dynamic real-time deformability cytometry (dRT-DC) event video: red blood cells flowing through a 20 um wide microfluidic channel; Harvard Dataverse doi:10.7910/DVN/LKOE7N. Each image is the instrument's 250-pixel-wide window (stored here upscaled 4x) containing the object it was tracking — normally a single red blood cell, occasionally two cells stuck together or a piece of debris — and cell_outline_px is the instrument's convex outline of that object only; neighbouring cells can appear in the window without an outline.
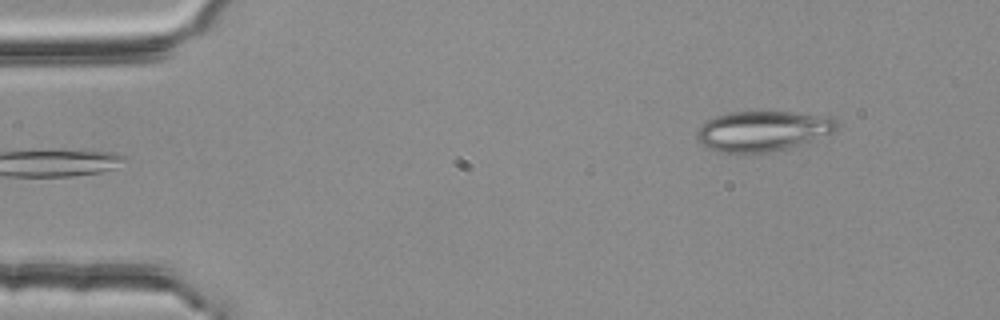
{"species": "common noctule bat (a hibernating species)", "species_latin": "Nyctalus noctula", "temperature_condition": "room temperature", "stored_images_in_passage": 16, "camera_frame_rate_fps": 3000, "um_per_image_px": 0.085, "animal": {"sex": "female", "body_mass_g": 25.1}, "frame": {"image": 1, "passage_image": 1, "time_ms": 0.0, "image_size_px": [1000, 320], "cell_outline_px": [[836, 128], [832, 132], [800, 144], [784, 148], [764, 152], [724, 152], [708, 148], [696, 140], [696, 132], [708, 120], [716, 116], [732, 112], [792, 112], [828, 116], [836, 120]], "centroid_in_image_um": [64.8, 11.12], "position_along_channel_um": 20.2, "area_um2": 32.02}}